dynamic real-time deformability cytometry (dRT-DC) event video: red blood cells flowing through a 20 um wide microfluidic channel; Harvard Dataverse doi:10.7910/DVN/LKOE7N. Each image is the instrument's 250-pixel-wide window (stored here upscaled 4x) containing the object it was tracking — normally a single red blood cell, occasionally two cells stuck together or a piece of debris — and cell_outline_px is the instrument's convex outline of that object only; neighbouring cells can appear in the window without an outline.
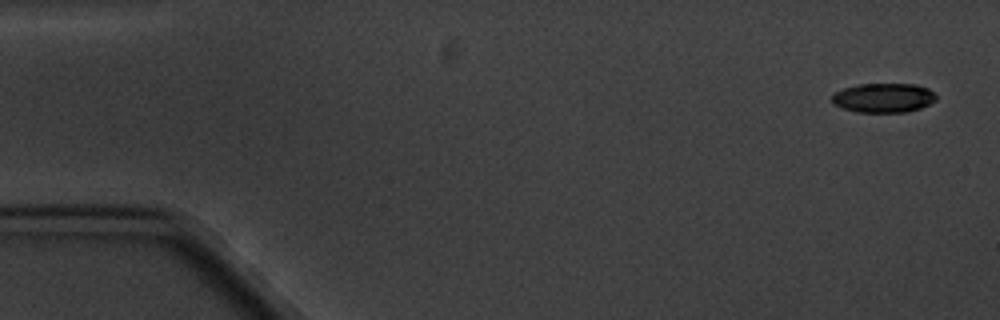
{"species": "common noctule bat (a hibernating species)", "species_latin": "Nyctalus noctula", "temperature_condition": "cold", "stored_images_in_passage": 6, "segment_of_instrument_passage": [1, 2], "camera_frame_rate_fps": 3000, "um_per_image_px": 0.085, "animal": {"sex": "male", "body_mass_g": 20.1, "forearm_length_mm": 53.5}, "frame": {"image": 1, "passage_image": 1, "time_ms": 0.0, "image_size_px": [1000, 320], "cell_outline_px": [[936, 100], [920, 108], [904, 112], [856, 112], [832, 104], [832, 92], [856, 84], [916, 84], [928, 88], [936, 96]], "centroid_in_image_um": [75.06, 8.31], "position_along_channel_um": 9.9, "area_um2": 17.86}}
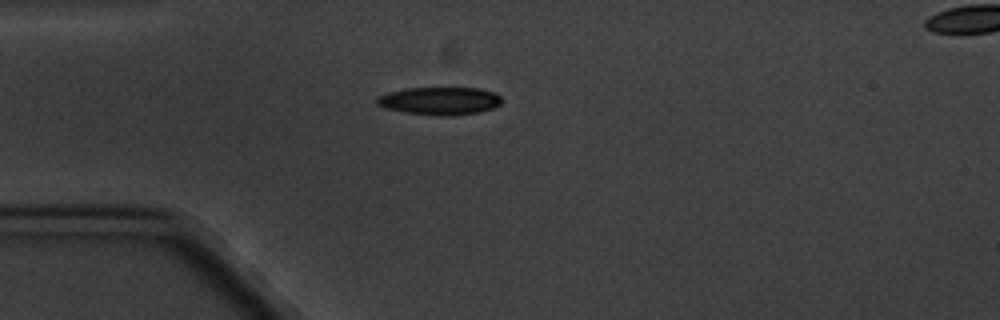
{"frame": {"image": 2, "passage_image": 5, "time_ms": 4.333, "image_size_px": [1000, 320], "cell_outline_px": [[500, 104], [492, 108], [480, 112], [452, 116], [404, 112], [384, 108], [376, 104], [376, 96], [388, 92], [408, 88], [480, 88], [496, 92], [500, 96]], "centroid_in_image_um": [37.37, 8.56], "position_along_channel_um": 47.6, "area_um2": 20.23}}